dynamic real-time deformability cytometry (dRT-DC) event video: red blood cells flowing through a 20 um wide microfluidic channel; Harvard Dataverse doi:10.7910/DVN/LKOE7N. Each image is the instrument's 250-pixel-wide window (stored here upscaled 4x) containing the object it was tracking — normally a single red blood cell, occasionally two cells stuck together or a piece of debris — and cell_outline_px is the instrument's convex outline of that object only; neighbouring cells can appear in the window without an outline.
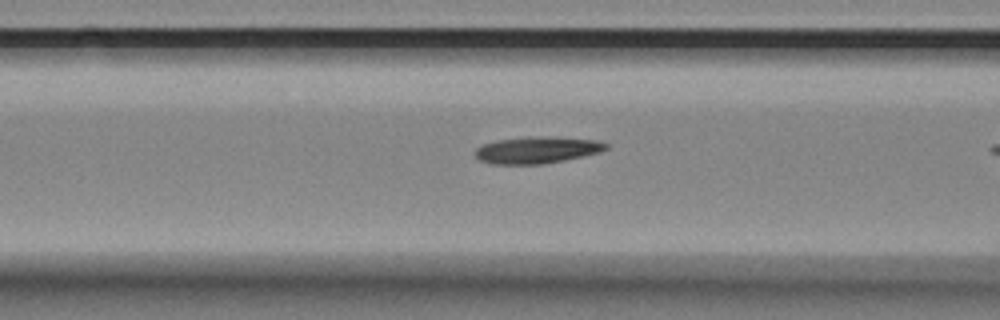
{"species": "Egyptian fruit bat (a non-hibernating species)", "species_latin": "Rousettus aegyptiacus", "temperature_condition": "room temperature", "stored_images_in_passage": 39, "camera_frame_rate_fps": 3000, "um_per_image_px": 0.085, "animal": {"sex": "female"}, "frame": {"image": 1, "passage_image": 16, "time_ms": 5.0, "image_size_px": [1000, 320], "cell_outline_px": [[608, 148], [600, 152], [564, 160], [544, 164], [492, 164], [480, 160], [476, 156], [476, 148], [484, 144], [496, 140], [596, 140], [608, 144]], "centroid_in_image_um": [45.6, 12.83], "position_along_channel_um": 121.0, "area_um2": 18.67}}
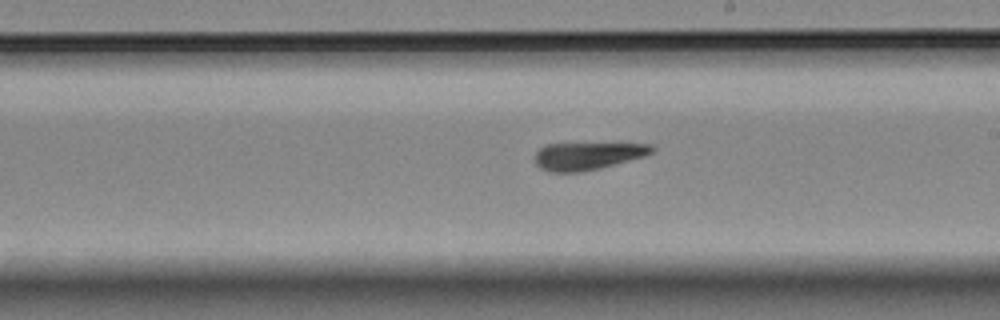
{"frame": {"image": 2, "passage_image": 26, "time_ms": 8.333, "image_size_px": [1000, 320], "cell_outline_px": [[656, 148], [652, 152], [644, 156], [600, 168], [576, 172], [552, 172], [540, 168], [536, 164], [536, 152], [544, 144], [652, 144]], "centroid_in_image_um": [49.93, 13.25], "position_along_channel_um": 239.1, "area_um2": 18.44}}
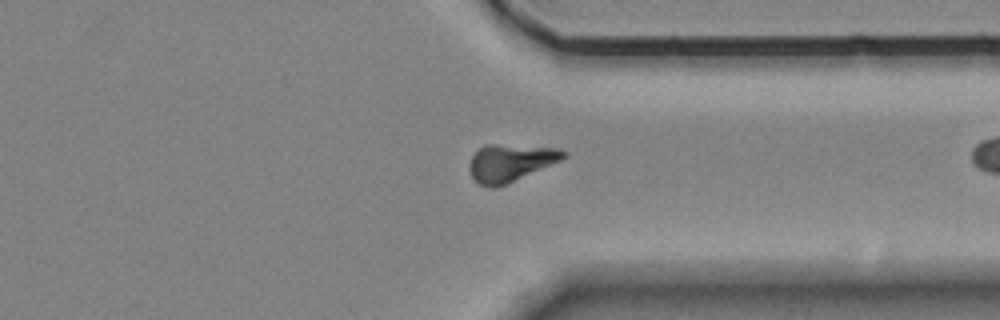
{"frame": {"image": 3, "passage_image": 37, "time_ms": 12.0, "image_size_px": [1000, 320], "cell_outline_px": [[568, 156], [560, 160], [496, 188], [492, 188], [480, 184], [472, 176], [468, 168], [468, 164], [472, 156], [484, 144], [492, 144], [556, 148], [568, 152]], "centroid_in_image_um": [43.35, 13.82], "position_along_channel_um": 368.0, "area_um2": 20.06}}